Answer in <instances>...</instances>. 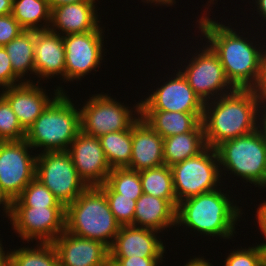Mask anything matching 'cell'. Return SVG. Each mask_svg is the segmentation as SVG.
Returning <instances> with one entry per match:
<instances>
[{
    "mask_svg": "<svg viewBox=\"0 0 266 266\" xmlns=\"http://www.w3.org/2000/svg\"><path fill=\"white\" fill-rule=\"evenodd\" d=\"M196 22L202 36L218 55L230 83L237 89H257L263 77L265 46L240 36L231 26L212 20L207 12Z\"/></svg>",
    "mask_w": 266,
    "mask_h": 266,
    "instance_id": "1",
    "label": "cell"
},
{
    "mask_svg": "<svg viewBox=\"0 0 266 266\" xmlns=\"http://www.w3.org/2000/svg\"><path fill=\"white\" fill-rule=\"evenodd\" d=\"M262 99L257 89H235L204 104L205 142L216 148L222 142L247 135L260 127Z\"/></svg>",
    "mask_w": 266,
    "mask_h": 266,
    "instance_id": "2",
    "label": "cell"
},
{
    "mask_svg": "<svg viewBox=\"0 0 266 266\" xmlns=\"http://www.w3.org/2000/svg\"><path fill=\"white\" fill-rule=\"evenodd\" d=\"M222 188L187 198L178 203L176 227L185 226L201 235L231 239L243 211ZM242 211V212H241ZM239 219V220H238ZM192 228V229H191Z\"/></svg>",
    "mask_w": 266,
    "mask_h": 266,
    "instance_id": "3",
    "label": "cell"
},
{
    "mask_svg": "<svg viewBox=\"0 0 266 266\" xmlns=\"http://www.w3.org/2000/svg\"><path fill=\"white\" fill-rule=\"evenodd\" d=\"M76 106L66 91L60 92L26 130L25 140L32 149L67 151L81 131L80 109Z\"/></svg>",
    "mask_w": 266,
    "mask_h": 266,
    "instance_id": "4",
    "label": "cell"
},
{
    "mask_svg": "<svg viewBox=\"0 0 266 266\" xmlns=\"http://www.w3.org/2000/svg\"><path fill=\"white\" fill-rule=\"evenodd\" d=\"M120 226L98 186L87 187L66 206L65 230L75 236L98 240L110 247Z\"/></svg>",
    "mask_w": 266,
    "mask_h": 266,
    "instance_id": "5",
    "label": "cell"
},
{
    "mask_svg": "<svg viewBox=\"0 0 266 266\" xmlns=\"http://www.w3.org/2000/svg\"><path fill=\"white\" fill-rule=\"evenodd\" d=\"M215 149L221 176L222 171H230V175L241 177L246 183L266 188V135L261 127L247 135L224 141Z\"/></svg>",
    "mask_w": 266,
    "mask_h": 266,
    "instance_id": "6",
    "label": "cell"
},
{
    "mask_svg": "<svg viewBox=\"0 0 266 266\" xmlns=\"http://www.w3.org/2000/svg\"><path fill=\"white\" fill-rule=\"evenodd\" d=\"M170 169L177 203L216 190L218 185L223 186L220 185L223 176L217 151L208 146L198 155L187 158Z\"/></svg>",
    "mask_w": 266,
    "mask_h": 266,
    "instance_id": "7",
    "label": "cell"
},
{
    "mask_svg": "<svg viewBox=\"0 0 266 266\" xmlns=\"http://www.w3.org/2000/svg\"><path fill=\"white\" fill-rule=\"evenodd\" d=\"M91 96L80 108V125L84 134L99 138L110 132L124 131L141 117L140 102L131 110L108 93Z\"/></svg>",
    "mask_w": 266,
    "mask_h": 266,
    "instance_id": "8",
    "label": "cell"
},
{
    "mask_svg": "<svg viewBox=\"0 0 266 266\" xmlns=\"http://www.w3.org/2000/svg\"><path fill=\"white\" fill-rule=\"evenodd\" d=\"M35 178L66 207L88 187L79 177L68 151L39 152Z\"/></svg>",
    "mask_w": 266,
    "mask_h": 266,
    "instance_id": "9",
    "label": "cell"
},
{
    "mask_svg": "<svg viewBox=\"0 0 266 266\" xmlns=\"http://www.w3.org/2000/svg\"><path fill=\"white\" fill-rule=\"evenodd\" d=\"M202 48L192 55L187 66L184 65L185 68L178 70L205 104L233 92L236 88L226 78L218 55L208 44L203 45Z\"/></svg>",
    "mask_w": 266,
    "mask_h": 266,
    "instance_id": "10",
    "label": "cell"
},
{
    "mask_svg": "<svg viewBox=\"0 0 266 266\" xmlns=\"http://www.w3.org/2000/svg\"><path fill=\"white\" fill-rule=\"evenodd\" d=\"M20 141H0V189L10 201L16 199L35 178L37 154Z\"/></svg>",
    "mask_w": 266,
    "mask_h": 266,
    "instance_id": "11",
    "label": "cell"
},
{
    "mask_svg": "<svg viewBox=\"0 0 266 266\" xmlns=\"http://www.w3.org/2000/svg\"><path fill=\"white\" fill-rule=\"evenodd\" d=\"M66 207H11L13 231L29 243H52L65 231Z\"/></svg>",
    "mask_w": 266,
    "mask_h": 266,
    "instance_id": "12",
    "label": "cell"
},
{
    "mask_svg": "<svg viewBox=\"0 0 266 266\" xmlns=\"http://www.w3.org/2000/svg\"><path fill=\"white\" fill-rule=\"evenodd\" d=\"M102 27L96 30L63 35L65 46V82L80 80L92 70L97 72L103 62L104 34Z\"/></svg>",
    "mask_w": 266,
    "mask_h": 266,
    "instance_id": "13",
    "label": "cell"
},
{
    "mask_svg": "<svg viewBox=\"0 0 266 266\" xmlns=\"http://www.w3.org/2000/svg\"><path fill=\"white\" fill-rule=\"evenodd\" d=\"M168 81L144 100H140V110H164L168 112L204 113V103L195 94L189 83L178 70ZM173 77V78H172Z\"/></svg>",
    "mask_w": 266,
    "mask_h": 266,
    "instance_id": "14",
    "label": "cell"
},
{
    "mask_svg": "<svg viewBox=\"0 0 266 266\" xmlns=\"http://www.w3.org/2000/svg\"><path fill=\"white\" fill-rule=\"evenodd\" d=\"M67 151L79 177L88 187L100 186L106 182L111 168L98 137L80 131Z\"/></svg>",
    "mask_w": 266,
    "mask_h": 266,
    "instance_id": "15",
    "label": "cell"
},
{
    "mask_svg": "<svg viewBox=\"0 0 266 266\" xmlns=\"http://www.w3.org/2000/svg\"><path fill=\"white\" fill-rule=\"evenodd\" d=\"M40 80L34 82H23L21 84L4 88L0 95L9 103L11 109L15 113L18 122L26 131L35 120L41 115L49 103L60 93L64 92V88L58 86L54 89L53 97L49 98L42 86ZM40 86V87H39Z\"/></svg>",
    "mask_w": 266,
    "mask_h": 266,
    "instance_id": "16",
    "label": "cell"
},
{
    "mask_svg": "<svg viewBox=\"0 0 266 266\" xmlns=\"http://www.w3.org/2000/svg\"><path fill=\"white\" fill-rule=\"evenodd\" d=\"M52 244L59 266H110L109 247L101 241L78 237L65 230Z\"/></svg>",
    "mask_w": 266,
    "mask_h": 266,
    "instance_id": "17",
    "label": "cell"
},
{
    "mask_svg": "<svg viewBox=\"0 0 266 266\" xmlns=\"http://www.w3.org/2000/svg\"><path fill=\"white\" fill-rule=\"evenodd\" d=\"M159 231L123 225L109 247V258L163 257L165 246Z\"/></svg>",
    "mask_w": 266,
    "mask_h": 266,
    "instance_id": "18",
    "label": "cell"
},
{
    "mask_svg": "<svg viewBox=\"0 0 266 266\" xmlns=\"http://www.w3.org/2000/svg\"><path fill=\"white\" fill-rule=\"evenodd\" d=\"M95 3L96 1H85L51 8L48 29L61 36L96 30L101 22Z\"/></svg>",
    "mask_w": 266,
    "mask_h": 266,
    "instance_id": "19",
    "label": "cell"
},
{
    "mask_svg": "<svg viewBox=\"0 0 266 266\" xmlns=\"http://www.w3.org/2000/svg\"><path fill=\"white\" fill-rule=\"evenodd\" d=\"M34 67L40 80L60 75L65 81V46L61 35L50 29L35 31Z\"/></svg>",
    "mask_w": 266,
    "mask_h": 266,
    "instance_id": "20",
    "label": "cell"
},
{
    "mask_svg": "<svg viewBox=\"0 0 266 266\" xmlns=\"http://www.w3.org/2000/svg\"><path fill=\"white\" fill-rule=\"evenodd\" d=\"M162 165H165L163 137L140 117L132 126V152L127 168L141 171Z\"/></svg>",
    "mask_w": 266,
    "mask_h": 266,
    "instance_id": "21",
    "label": "cell"
},
{
    "mask_svg": "<svg viewBox=\"0 0 266 266\" xmlns=\"http://www.w3.org/2000/svg\"><path fill=\"white\" fill-rule=\"evenodd\" d=\"M176 210L168 200L143 193L136 200L133 226L165 231L176 226Z\"/></svg>",
    "mask_w": 266,
    "mask_h": 266,
    "instance_id": "22",
    "label": "cell"
},
{
    "mask_svg": "<svg viewBox=\"0 0 266 266\" xmlns=\"http://www.w3.org/2000/svg\"><path fill=\"white\" fill-rule=\"evenodd\" d=\"M141 118L163 138L194 130L201 122L203 113L141 110Z\"/></svg>",
    "mask_w": 266,
    "mask_h": 266,
    "instance_id": "23",
    "label": "cell"
},
{
    "mask_svg": "<svg viewBox=\"0 0 266 266\" xmlns=\"http://www.w3.org/2000/svg\"><path fill=\"white\" fill-rule=\"evenodd\" d=\"M206 147L204 126L201 122L190 132L163 138L164 163L171 167L198 155Z\"/></svg>",
    "mask_w": 266,
    "mask_h": 266,
    "instance_id": "24",
    "label": "cell"
},
{
    "mask_svg": "<svg viewBox=\"0 0 266 266\" xmlns=\"http://www.w3.org/2000/svg\"><path fill=\"white\" fill-rule=\"evenodd\" d=\"M9 55L14 74L22 82H34L25 75L29 72L35 75L34 52H35V31L24 30L18 37L4 45Z\"/></svg>",
    "mask_w": 266,
    "mask_h": 266,
    "instance_id": "25",
    "label": "cell"
},
{
    "mask_svg": "<svg viewBox=\"0 0 266 266\" xmlns=\"http://www.w3.org/2000/svg\"><path fill=\"white\" fill-rule=\"evenodd\" d=\"M11 14L26 31L47 30L51 21L47 0H13Z\"/></svg>",
    "mask_w": 266,
    "mask_h": 266,
    "instance_id": "26",
    "label": "cell"
},
{
    "mask_svg": "<svg viewBox=\"0 0 266 266\" xmlns=\"http://www.w3.org/2000/svg\"><path fill=\"white\" fill-rule=\"evenodd\" d=\"M101 147L111 169L127 168L130 165L132 152V127L99 137Z\"/></svg>",
    "mask_w": 266,
    "mask_h": 266,
    "instance_id": "27",
    "label": "cell"
},
{
    "mask_svg": "<svg viewBox=\"0 0 266 266\" xmlns=\"http://www.w3.org/2000/svg\"><path fill=\"white\" fill-rule=\"evenodd\" d=\"M143 193L168 200L176 209L177 199L173 189L172 172L169 166L139 171Z\"/></svg>",
    "mask_w": 266,
    "mask_h": 266,
    "instance_id": "28",
    "label": "cell"
},
{
    "mask_svg": "<svg viewBox=\"0 0 266 266\" xmlns=\"http://www.w3.org/2000/svg\"><path fill=\"white\" fill-rule=\"evenodd\" d=\"M9 266H59V259L52 243H38L35 248L11 250Z\"/></svg>",
    "mask_w": 266,
    "mask_h": 266,
    "instance_id": "29",
    "label": "cell"
},
{
    "mask_svg": "<svg viewBox=\"0 0 266 266\" xmlns=\"http://www.w3.org/2000/svg\"><path fill=\"white\" fill-rule=\"evenodd\" d=\"M11 207H65L54 194L38 179L34 178L21 192L11 201Z\"/></svg>",
    "mask_w": 266,
    "mask_h": 266,
    "instance_id": "30",
    "label": "cell"
},
{
    "mask_svg": "<svg viewBox=\"0 0 266 266\" xmlns=\"http://www.w3.org/2000/svg\"><path fill=\"white\" fill-rule=\"evenodd\" d=\"M114 192L137 200L142 194L139 171L128 168H114L108 174L105 182Z\"/></svg>",
    "mask_w": 266,
    "mask_h": 266,
    "instance_id": "31",
    "label": "cell"
},
{
    "mask_svg": "<svg viewBox=\"0 0 266 266\" xmlns=\"http://www.w3.org/2000/svg\"><path fill=\"white\" fill-rule=\"evenodd\" d=\"M107 197L115 220L121 225H133L136 200L114 192L106 183L98 186Z\"/></svg>",
    "mask_w": 266,
    "mask_h": 266,
    "instance_id": "32",
    "label": "cell"
},
{
    "mask_svg": "<svg viewBox=\"0 0 266 266\" xmlns=\"http://www.w3.org/2000/svg\"><path fill=\"white\" fill-rule=\"evenodd\" d=\"M22 128L9 103L0 95V141H20L25 139Z\"/></svg>",
    "mask_w": 266,
    "mask_h": 266,
    "instance_id": "33",
    "label": "cell"
},
{
    "mask_svg": "<svg viewBox=\"0 0 266 266\" xmlns=\"http://www.w3.org/2000/svg\"><path fill=\"white\" fill-rule=\"evenodd\" d=\"M224 266H266V251L257 244L247 249L233 250L224 260Z\"/></svg>",
    "mask_w": 266,
    "mask_h": 266,
    "instance_id": "34",
    "label": "cell"
},
{
    "mask_svg": "<svg viewBox=\"0 0 266 266\" xmlns=\"http://www.w3.org/2000/svg\"><path fill=\"white\" fill-rule=\"evenodd\" d=\"M23 83L13 72L9 55L4 46H0V87H7Z\"/></svg>",
    "mask_w": 266,
    "mask_h": 266,
    "instance_id": "35",
    "label": "cell"
},
{
    "mask_svg": "<svg viewBox=\"0 0 266 266\" xmlns=\"http://www.w3.org/2000/svg\"><path fill=\"white\" fill-rule=\"evenodd\" d=\"M23 31L24 29L12 14L0 16V46L9 43L14 38L18 37Z\"/></svg>",
    "mask_w": 266,
    "mask_h": 266,
    "instance_id": "36",
    "label": "cell"
},
{
    "mask_svg": "<svg viewBox=\"0 0 266 266\" xmlns=\"http://www.w3.org/2000/svg\"><path fill=\"white\" fill-rule=\"evenodd\" d=\"M110 266H159L163 257L109 258Z\"/></svg>",
    "mask_w": 266,
    "mask_h": 266,
    "instance_id": "37",
    "label": "cell"
},
{
    "mask_svg": "<svg viewBox=\"0 0 266 266\" xmlns=\"http://www.w3.org/2000/svg\"><path fill=\"white\" fill-rule=\"evenodd\" d=\"M256 220L259 225V229L261 230V235H264V239L266 240V201L260 203L259 207L256 211ZM266 251V242L258 244Z\"/></svg>",
    "mask_w": 266,
    "mask_h": 266,
    "instance_id": "38",
    "label": "cell"
},
{
    "mask_svg": "<svg viewBox=\"0 0 266 266\" xmlns=\"http://www.w3.org/2000/svg\"><path fill=\"white\" fill-rule=\"evenodd\" d=\"M257 91L262 101H266V49L263 53V77Z\"/></svg>",
    "mask_w": 266,
    "mask_h": 266,
    "instance_id": "39",
    "label": "cell"
},
{
    "mask_svg": "<svg viewBox=\"0 0 266 266\" xmlns=\"http://www.w3.org/2000/svg\"><path fill=\"white\" fill-rule=\"evenodd\" d=\"M3 207H2V206ZM0 207L3 208L4 214H6V217L10 219L11 214V201L8 199V197L1 191L0 189Z\"/></svg>",
    "mask_w": 266,
    "mask_h": 266,
    "instance_id": "40",
    "label": "cell"
},
{
    "mask_svg": "<svg viewBox=\"0 0 266 266\" xmlns=\"http://www.w3.org/2000/svg\"><path fill=\"white\" fill-rule=\"evenodd\" d=\"M13 0H0V16L12 13Z\"/></svg>",
    "mask_w": 266,
    "mask_h": 266,
    "instance_id": "41",
    "label": "cell"
},
{
    "mask_svg": "<svg viewBox=\"0 0 266 266\" xmlns=\"http://www.w3.org/2000/svg\"><path fill=\"white\" fill-rule=\"evenodd\" d=\"M204 259V257L191 258L189 262L185 264V266H213L210 262H208L209 260Z\"/></svg>",
    "mask_w": 266,
    "mask_h": 266,
    "instance_id": "42",
    "label": "cell"
},
{
    "mask_svg": "<svg viewBox=\"0 0 266 266\" xmlns=\"http://www.w3.org/2000/svg\"><path fill=\"white\" fill-rule=\"evenodd\" d=\"M255 6L257 7V12L262 20L266 22V0H255Z\"/></svg>",
    "mask_w": 266,
    "mask_h": 266,
    "instance_id": "43",
    "label": "cell"
},
{
    "mask_svg": "<svg viewBox=\"0 0 266 266\" xmlns=\"http://www.w3.org/2000/svg\"><path fill=\"white\" fill-rule=\"evenodd\" d=\"M47 1L49 3L50 8H54L68 3H78V2L95 1V0H47Z\"/></svg>",
    "mask_w": 266,
    "mask_h": 266,
    "instance_id": "44",
    "label": "cell"
},
{
    "mask_svg": "<svg viewBox=\"0 0 266 266\" xmlns=\"http://www.w3.org/2000/svg\"><path fill=\"white\" fill-rule=\"evenodd\" d=\"M0 240V266H9L10 251L5 252Z\"/></svg>",
    "mask_w": 266,
    "mask_h": 266,
    "instance_id": "45",
    "label": "cell"
},
{
    "mask_svg": "<svg viewBox=\"0 0 266 266\" xmlns=\"http://www.w3.org/2000/svg\"><path fill=\"white\" fill-rule=\"evenodd\" d=\"M261 108L260 127L263 129L266 135V101H262Z\"/></svg>",
    "mask_w": 266,
    "mask_h": 266,
    "instance_id": "46",
    "label": "cell"
},
{
    "mask_svg": "<svg viewBox=\"0 0 266 266\" xmlns=\"http://www.w3.org/2000/svg\"><path fill=\"white\" fill-rule=\"evenodd\" d=\"M142 2H144V3H149V4H152V3H154L153 5H155V4H157V5H165V6H167V7H169V6H172V5H174V4H176V1L175 0H141Z\"/></svg>",
    "mask_w": 266,
    "mask_h": 266,
    "instance_id": "47",
    "label": "cell"
},
{
    "mask_svg": "<svg viewBox=\"0 0 266 266\" xmlns=\"http://www.w3.org/2000/svg\"><path fill=\"white\" fill-rule=\"evenodd\" d=\"M214 1H216V0H209L208 3H210V4L208 6H210L211 4H215Z\"/></svg>",
    "mask_w": 266,
    "mask_h": 266,
    "instance_id": "48",
    "label": "cell"
}]
</instances>
